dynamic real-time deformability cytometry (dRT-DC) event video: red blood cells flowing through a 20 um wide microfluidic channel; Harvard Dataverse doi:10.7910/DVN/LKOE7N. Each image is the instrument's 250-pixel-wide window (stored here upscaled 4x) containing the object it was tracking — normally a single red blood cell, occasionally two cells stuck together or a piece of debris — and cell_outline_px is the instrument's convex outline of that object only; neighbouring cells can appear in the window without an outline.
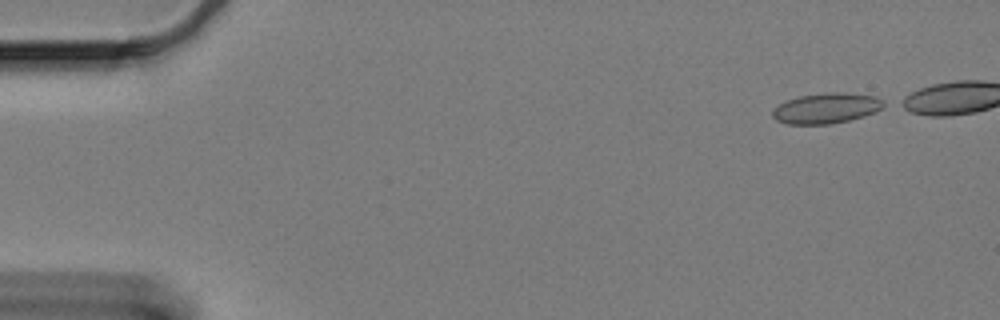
{"species": "Egyptian fruit bat (a non-hibernating species)", "species_latin": "Rousettus aegyptiacus", "temperature_condition": "cold", "stored_images_in_passage": 49, "camera_frame_rate_fps": 3000, "um_per_image_px": 0.085, "animal": {"sex": "female"}, "frame": {"image": 1, "passage_image": 1, "time_ms": 0.0, "image_size_px": [1000, 320], "cell_outline_px": [[888, 104], [864, 116], [848, 120], [828, 124], [788, 124], [776, 120], [772, 116], [772, 112], [780, 104], [788, 100], [800, 96], [828, 92], [844, 92], [876, 96], [884, 100]], "centroid_in_image_um": [70.27, 9.19], "position_along_channel_um": 14.7, "area_um2": 19.54}}
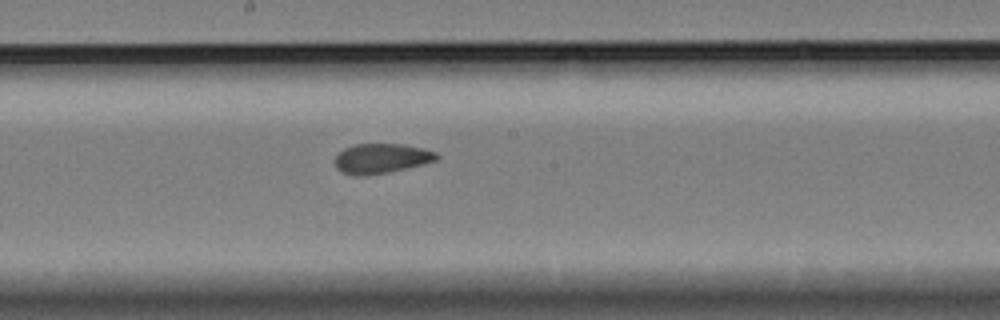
{"frame": {"image": 2, "passage_image": 29, "time_ms": 9.333, "image_size_px": [1000, 320], "cell_outline_px": [[440, 156], [436, 160], [424, 164], [388, 172], [364, 176], [356, 176], [340, 172], [336, 168], [336, 156], [344, 148], [356, 144], [404, 144], [424, 148], [436, 152]], "centroid_in_image_um": [32.43, 13.47], "position_along_channel_um": 215.8, "area_um2": 17.74}}
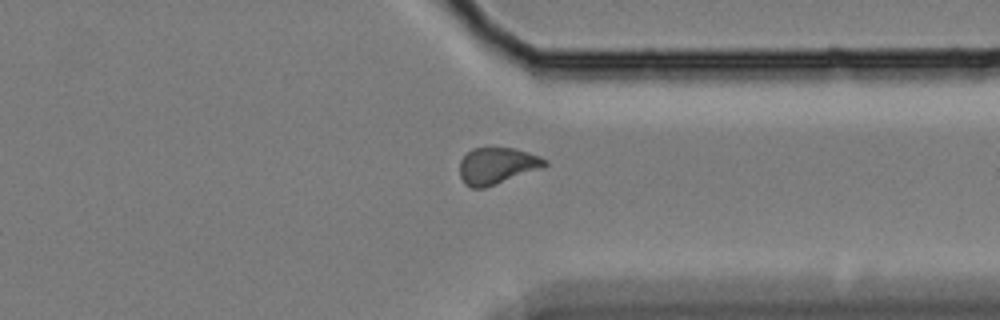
{"frame": {"image": 3, "passage_image": 43, "time_ms": 14.0, "image_size_px": [1000, 320], "cell_outline_px": [[548, 164], [544, 168], [484, 188], [472, 188], [464, 184], [460, 176], [460, 160], [472, 148], [516, 148], [540, 156], [548, 160]], "centroid_in_image_um": [42.28, 14.09], "position_along_channel_um": 369.1, "area_um2": 18.32}}